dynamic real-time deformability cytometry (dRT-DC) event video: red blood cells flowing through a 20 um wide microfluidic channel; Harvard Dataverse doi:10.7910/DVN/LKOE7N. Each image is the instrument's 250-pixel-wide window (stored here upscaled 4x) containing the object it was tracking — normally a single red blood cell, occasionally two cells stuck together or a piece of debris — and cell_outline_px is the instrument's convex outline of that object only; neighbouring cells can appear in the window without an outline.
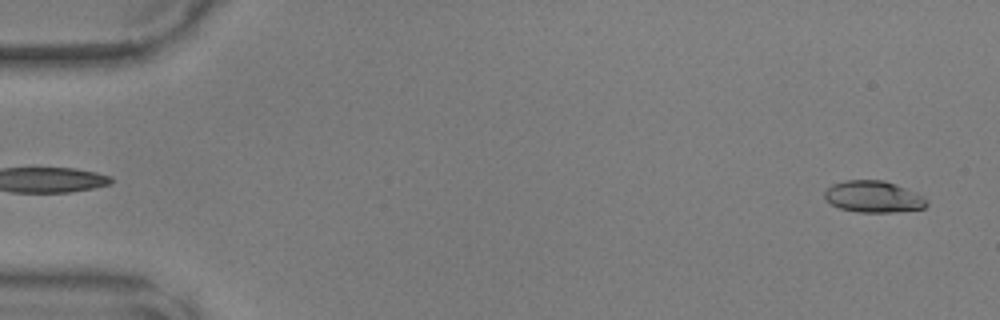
{"species": "common noctule bat (a hibernating species)", "species_latin": "Nyctalus noctula", "temperature_condition": "warm", "stored_images_in_passage": 48, "camera_frame_rate_fps": 3000, "um_per_image_px": 0.085, "animal": {"sex": "male", "body_mass_g": 17.9, "forearm_length_mm": 54.2}, "frame": {"image": 1, "passage_image": 2, "time_ms": 0.333, "image_size_px": [1000, 320], "cell_outline_px": [[928, 204], [924, 208], [896, 212], [856, 212], [840, 208], [824, 200], [824, 192], [832, 184], [844, 180], [884, 180], [896, 184], [916, 192], [924, 196], [928, 200]], "centroid_in_image_um": [74.25, 16.72], "position_along_channel_um": 10.8, "area_um2": 19.02}}
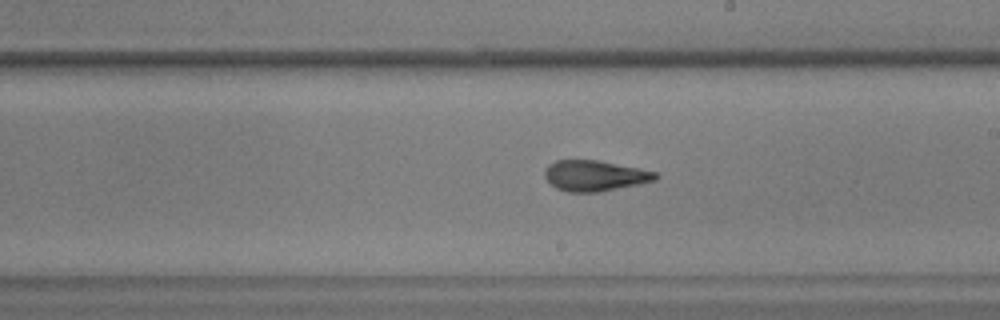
{"frame": {"image": 2, "passage_image": 28, "time_ms": 9.0, "image_size_px": [1000, 320], "cell_outline_px": [[660, 176], [656, 180], [640, 184], [600, 192], [568, 192], [556, 188], [544, 176], [544, 168], [548, 164], [556, 160], [596, 160], [656, 172]], "centroid_in_image_um": [50.54, 14.94], "position_along_channel_um": 238.5, "area_um2": 19.77}}
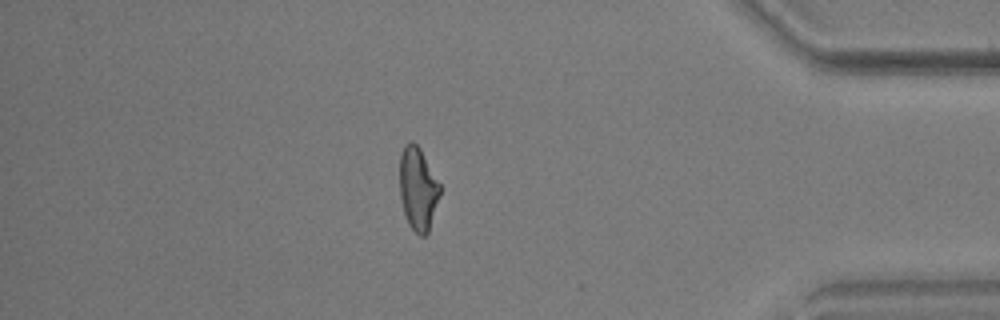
{"frame": {"image": 3, "passage_image": 42, "time_ms": 13.667, "image_size_px": [1000, 320], "cell_outline_px": [[440, 192], [428, 232], [424, 236], [420, 236], [408, 224], [404, 212], [400, 196], [400, 152], [404, 144], [408, 140], [412, 140], [420, 148], [440, 184]], "centroid_in_image_um": [35.5, 15.99], "position_along_channel_um": 399.7, "area_um2": 19.36}}